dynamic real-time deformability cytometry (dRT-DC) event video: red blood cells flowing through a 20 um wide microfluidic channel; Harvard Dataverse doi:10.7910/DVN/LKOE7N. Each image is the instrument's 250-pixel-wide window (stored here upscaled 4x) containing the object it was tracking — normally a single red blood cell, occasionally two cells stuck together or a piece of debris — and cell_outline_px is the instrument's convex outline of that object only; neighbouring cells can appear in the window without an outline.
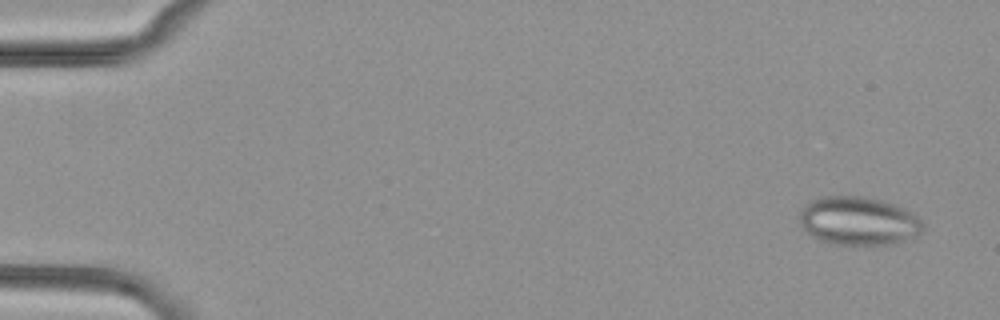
{"species": "common noctule bat (a hibernating species)", "species_latin": "Nyctalus noctula", "temperature_condition": "cold", "stored_images_in_passage": 5, "camera_frame_rate_fps": 3000, "um_per_image_px": 0.085, "animal": {"sex": "female", "body_mass_g": 29.2, "forearm_length_mm": 56.3}, "frame": {"image": 1, "passage_image": 1, "time_ms": 0.0, "image_size_px": [1000, 320], "cell_outline_px": [[920, 232], [896, 244], [836, 244], [820, 240], [812, 236], [800, 224], [800, 212], [804, 204], [820, 196], [864, 196], [884, 200], [904, 208], [912, 212], [920, 220]], "centroid_in_image_um": [72.93, 18.75], "position_along_channel_um": 12.1, "area_um2": 34.56}}